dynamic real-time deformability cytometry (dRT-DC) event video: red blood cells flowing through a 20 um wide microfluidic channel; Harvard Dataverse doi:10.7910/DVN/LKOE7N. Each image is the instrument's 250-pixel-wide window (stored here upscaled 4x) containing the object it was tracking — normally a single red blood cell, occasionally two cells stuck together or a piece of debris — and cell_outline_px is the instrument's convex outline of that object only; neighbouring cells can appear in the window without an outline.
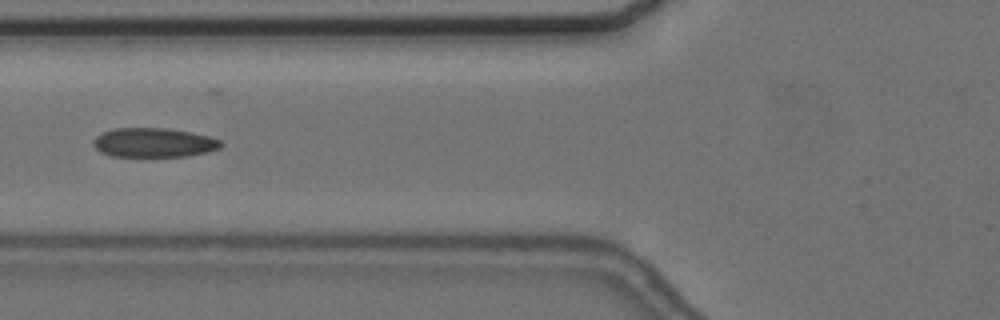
{"species": "common noctule bat (a hibernating species)", "species_latin": "Nyctalus noctula", "temperature_condition": "cold", "stored_images_in_passage": 37, "camera_frame_rate_fps": 3000, "um_per_image_px": 0.085, "animal": {"sex": "female", "body_mass_g": 24.6, "forearm_length_mm": 56.2}, "frame": {"image": 1, "passage_image": 8, "time_ms": 2.333, "image_size_px": [1000, 320], "cell_outline_px": [[224, 144], [220, 148], [208, 152], [188, 156], [112, 156], [100, 152], [92, 144], [92, 140], [96, 136], [112, 128], [168, 128], [192, 132], [208, 136], [220, 140]], "centroid_in_image_um": [13.08, 12.12], "position_along_channel_um": 112.7, "area_um2": 21.91}}
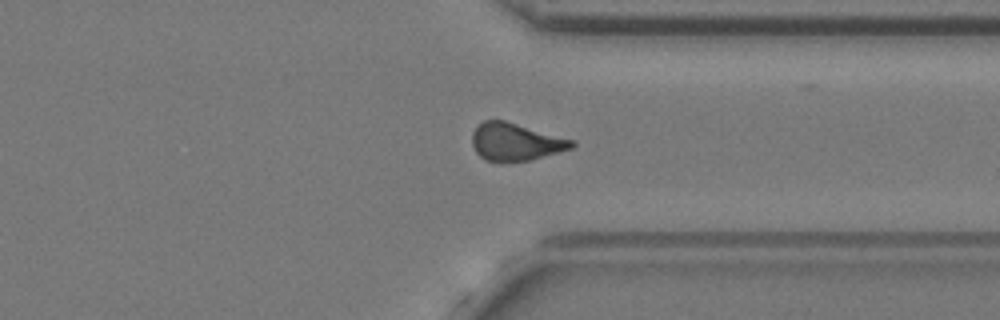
{"frame": {"image": 2, "passage_image": 29, "time_ms": 9.333, "image_size_px": [1000, 320], "cell_outline_px": [[576, 144], [572, 148], [532, 160], [500, 164], [484, 160], [476, 152], [472, 144], [472, 132], [484, 120], [504, 120], [576, 140]], "centroid_in_image_um": [43.83, 12.09], "position_along_channel_um": 367.6, "area_um2": 22.31}}
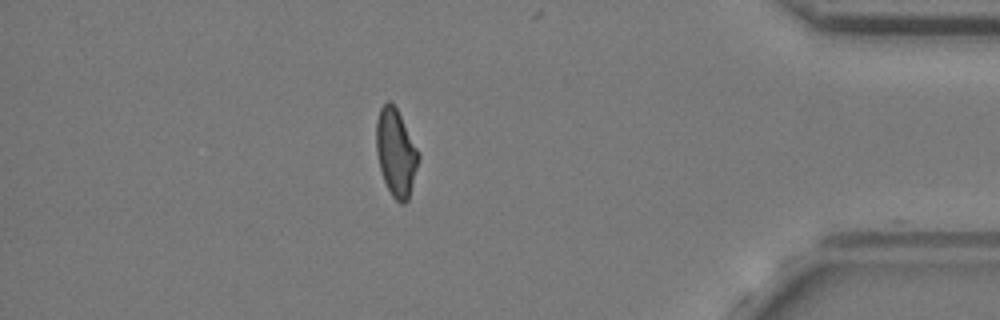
{"frame": {"image": 3, "passage_image": 35, "time_ms": 11.333, "image_size_px": [1000, 320], "cell_outline_px": [[420, 156], [408, 200], [404, 204], [400, 204], [392, 196], [384, 180], [380, 168], [376, 152], [376, 120], [380, 108], [388, 100], [396, 108], [420, 152]], "centroid_in_image_um": [33.65, 12.98], "position_along_channel_um": 401.5, "area_um2": 21.39}, "authors_computed_cell_mechanics": {"area_um2": 21.9062, "velocity_mm_per_s": 3.6511, "shape_relaxation_time_tau1_ms": null, "shape_relaxation_time_tau2_ms": 3.1971, "deformation_change_tau1": null, "deformation_change_tau2": 0.1101}}